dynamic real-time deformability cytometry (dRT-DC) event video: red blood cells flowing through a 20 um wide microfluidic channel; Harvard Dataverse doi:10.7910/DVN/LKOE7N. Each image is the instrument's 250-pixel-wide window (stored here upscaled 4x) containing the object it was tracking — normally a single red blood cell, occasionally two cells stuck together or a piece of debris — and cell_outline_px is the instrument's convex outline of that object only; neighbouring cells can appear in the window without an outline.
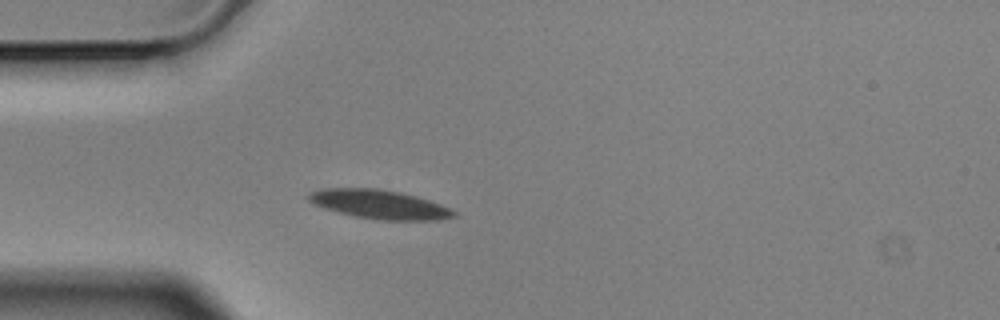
{"species": "Egyptian fruit bat (a non-hibernating species)", "species_latin": "Rousettus aegyptiacus", "temperature_condition": "cold", "stored_images_in_passage": 4, "camera_frame_rate_fps": 3000, "um_per_image_px": 0.085, "animal": {"sex": "male"}, "frame": {"image": 1, "passage_image": 4, "time_ms": 1.0, "image_size_px": [1000, 320], "cell_outline_px": [[460, 216], [440, 220], [380, 220], [352, 216], [324, 208], [308, 200], [308, 192], [320, 188], [376, 188], [400, 192], [416, 196], [452, 208]], "centroid_in_image_um": [32.28, 17.37], "position_along_channel_um": 52.7, "area_um2": 24.74}}